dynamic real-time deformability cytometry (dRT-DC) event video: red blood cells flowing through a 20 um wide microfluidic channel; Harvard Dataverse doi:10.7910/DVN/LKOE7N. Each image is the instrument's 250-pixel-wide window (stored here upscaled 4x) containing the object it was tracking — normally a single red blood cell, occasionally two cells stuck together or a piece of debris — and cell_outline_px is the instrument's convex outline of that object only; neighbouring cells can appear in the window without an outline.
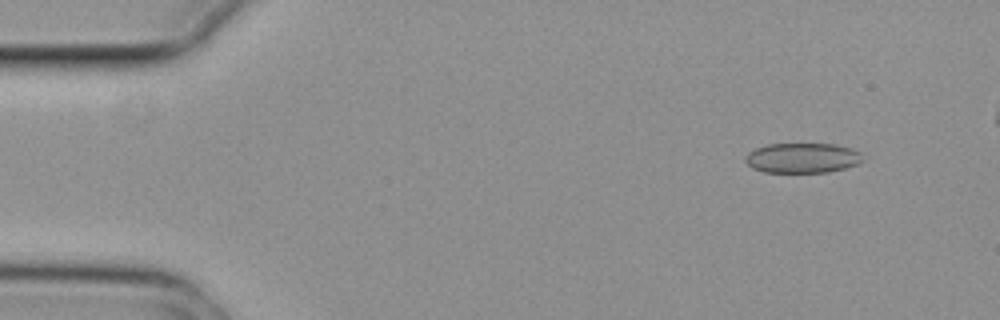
{"species": "common noctule bat (a hibernating species)", "species_latin": "Nyctalus noctula", "temperature_condition": "cold", "stored_images_in_passage": 5, "camera_frame_rate_fps": 3000, "um_per_image_px": 0.085, "animal": {"sex": "female", "body_mass_g": 29.2, "forearm_length_mm": 56.3}, "frame": {"image": 1, "passage_image": 2, "time_ms": 0.333, "image_size_px": [1000, 320], "cell_outline_px": [[864, 160], [856, 164], [844, 168], [828, 172], [764, 172], [752, 168], [744, 160], [748, 152], [756, 148], [768, 144], [836, 144], [852, 148], [860, 152]], "centroid_in_image_um": [68.21, 13.42], "position_along_channel_um": 16.8, "area_um2": 20.52}}
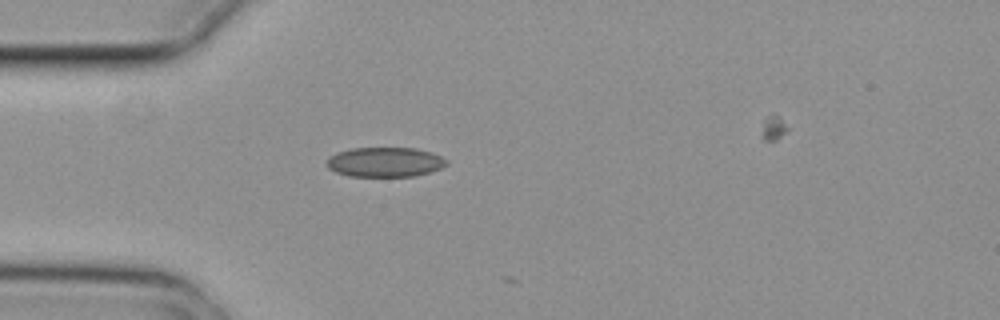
{"frame": {"image": 2, "passage_image": 4, "time_ms": 1.0, "image_size_px": [1000, 320], "cell_outline_px": [[448, 164], [440, 168], [416, 176], [348, 176], [336, 172], [328, 168], [324, 164], [336, 152], [352, 148], [416, 148], [432, 152], [448, 160]], "centroid_in_image_um": [32.72, 13.77], "position_along_channel_um": 52.3, "area_um2": 20.75}}